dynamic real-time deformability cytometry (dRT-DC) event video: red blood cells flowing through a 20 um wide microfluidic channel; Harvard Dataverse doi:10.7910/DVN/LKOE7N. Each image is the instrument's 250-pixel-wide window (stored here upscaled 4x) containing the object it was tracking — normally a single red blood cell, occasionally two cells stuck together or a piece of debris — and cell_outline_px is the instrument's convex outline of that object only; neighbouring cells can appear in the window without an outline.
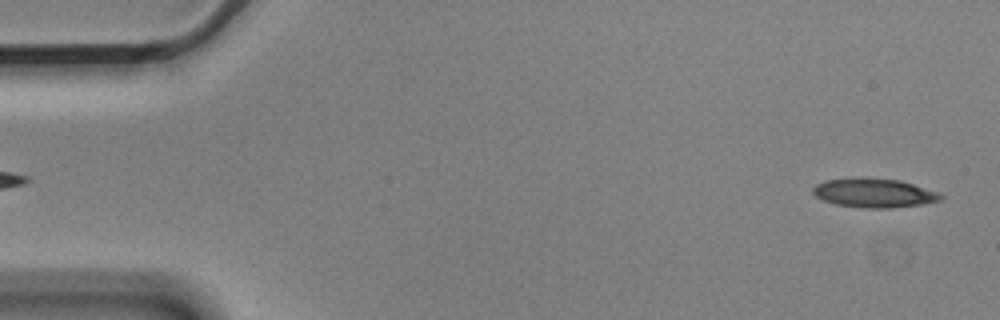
{"species": "Egyptian fruit bat (a non-hibernating species)", "species_latin": "Rousettus aegyptiacus", "temperature_condition": "cold", "stored_images_in_passage": 6, "camera_frame_rate_fps": 3000, "um_per_image_px": 0.085, "animal": {"sex": "male"}, "frame": {"image": 1, "passage_image": 6, "time_ms": 1.667, "image_size_px": [1000, 320], "cell_outline_px": [[944, 196], [940, 200], [924, 204], [892, 208], [868, 208], [836, 204], [824, 200], [816, 196], [812, 192], [812, 188], [816, 184], [824, 180], [860, 176], [900, 180], [940, 192]], "centroid_in_image_um": [74.3, 16.38], "position_along_channel_um": 10.7, "area_um2": 21.96}}